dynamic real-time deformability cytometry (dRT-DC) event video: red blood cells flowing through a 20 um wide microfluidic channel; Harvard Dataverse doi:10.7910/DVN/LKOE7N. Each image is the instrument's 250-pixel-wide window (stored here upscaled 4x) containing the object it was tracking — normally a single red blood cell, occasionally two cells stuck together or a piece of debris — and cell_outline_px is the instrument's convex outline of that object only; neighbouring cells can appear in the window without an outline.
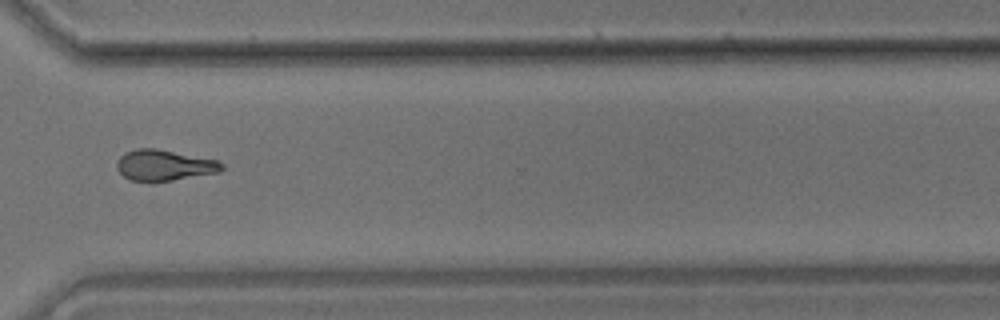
{"species": "common noctule bat (a hibernating species)", "species_latin": "Nyctalus noctula", "temperature_condition": "room temperature", "stored_images_in_passage": 15, "camera_frame_rate_fps": 3000, "um_per_image_px": 0.085, "animal": {"sex": "male", "body_mass_g": 17.9}, "frame": {"image": 1, "passage_image": 11, "time_ms": 12.333, "image_size_px": [1000, 320], "cell_outline_px": [[224, 168], [220, 172], [172, 180], [128, 180], [116, 168], [116, 164], [120, 156], [124, 152], [136, 148], [156, 148], [216, 160], [224, 164]], "centroid_in_image_um": [13.95, 14.03], "position_along_channel_um": 356.7, "area_um2": 18.67}, "authors_computed_cell_mechanics": {"area_um2": 17.051, "velocity_mm_per_s": 3.6219, "shape_relaxation_time_tau1_ms": 7.0889, "shape_relaxation_time_tau2_ms": 3.4336, "deformation_change_tau1": 0.1738, "deformation_change_tau2": 0.1167}}